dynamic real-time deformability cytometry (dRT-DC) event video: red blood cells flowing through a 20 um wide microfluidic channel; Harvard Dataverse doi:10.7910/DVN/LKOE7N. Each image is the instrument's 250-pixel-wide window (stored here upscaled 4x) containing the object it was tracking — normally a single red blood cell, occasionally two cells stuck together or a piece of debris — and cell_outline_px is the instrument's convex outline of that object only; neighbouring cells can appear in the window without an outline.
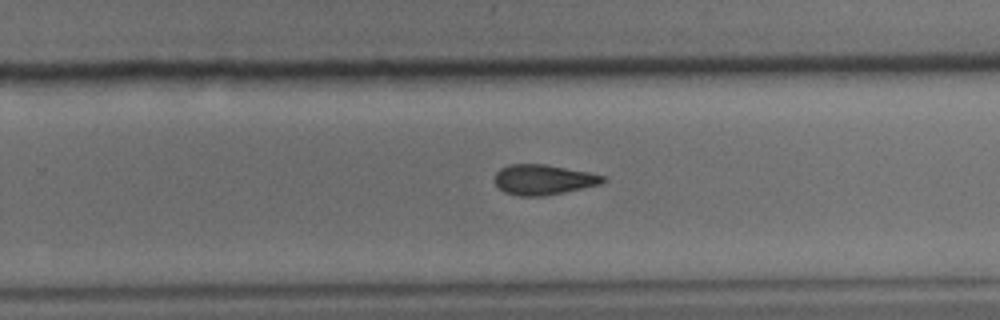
{"species": "common noctule bat (a hibernating species)", "species_latin": "Nyctalus noctula", "temperature_condition": "cold", "stored_images_in_passage": 29, "camera_frame_rate_fps": 3000, "um_per_image_px": 0.085, "animal": {"sex": "male", "body_mass_g": 15.6}, "frame": {"image": 1, "passage_image": 21, "time_ms": 6.667, "image_size_px": [1000, 320], "cell_outline_px": [[608, 180], [600, 184], [564, 192], [544, 196], [520, 196], [504, 192], [496, 184], [496, 172], [500, 168], [508, 164], [544, 164], [588, 172], [604, 176]], "centroid_in_image_um": [46.18, 15.27], "position_along_channel_um": 283.6, "area_um2": 18.9}}
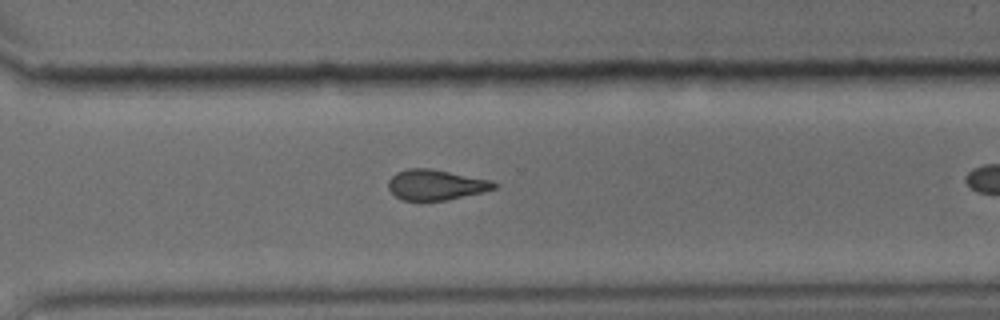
{"frame": {"image": 2, "passage_image": 25, "time_ms": 8.0, "image_size_px": [1000, 320], "cell_outline_px": [[496, 188], [484, 192], [448, 200], [404, 200], [396, 196], [388, 188], [388, 180], [396, 172], [408, 168], [432, 168], [492, 180], [496, 184]], "centroid_in_image_um": [37.06, 15.7], "position_along_channel_um": 333.5, "area_um2": 18.84}}